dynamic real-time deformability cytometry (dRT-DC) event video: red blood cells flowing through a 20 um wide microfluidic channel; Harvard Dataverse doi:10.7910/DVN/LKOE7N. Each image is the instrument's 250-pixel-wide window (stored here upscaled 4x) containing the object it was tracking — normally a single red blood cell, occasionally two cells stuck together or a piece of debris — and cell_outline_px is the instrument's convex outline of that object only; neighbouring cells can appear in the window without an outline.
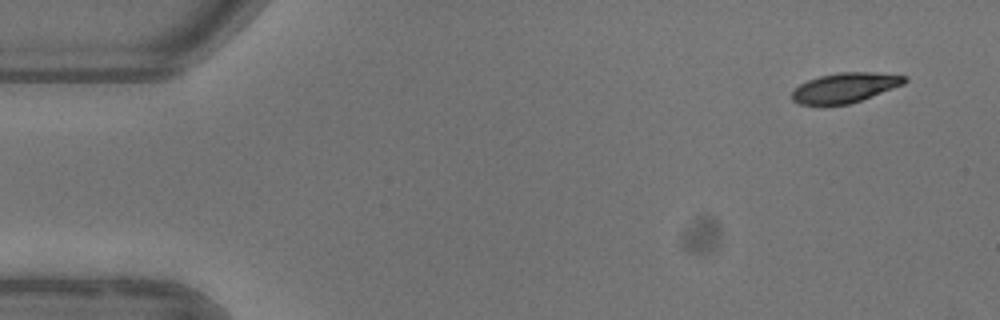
{"species": "common noctule bat (a hibernating species)", "species_latin": "Nyctalus noctula", "temperature_condition": "warm", "stored_images_in_passage": 6, "camera_frame_rate_fps": 3000, "um_per_image_px": 0.085, "animal": {"sex": "female"}, "frame": {"image": 1, "passage_image": 1, "time_ms": 0.0, "image_size_px": [1000, 320], "cell_outline_px": [[908, 80], [904, 84], [860, 100], [848, 104], [800, 104], [792, 100], [792, 92], [800, 84], [808, 80], [820, 76], [840, 72], [872, 72], [908, 76]], "centroid_in_image_um": [71.84, 7.44], "position_along_channel_um": 13.2, "area_um2": 19.25}}
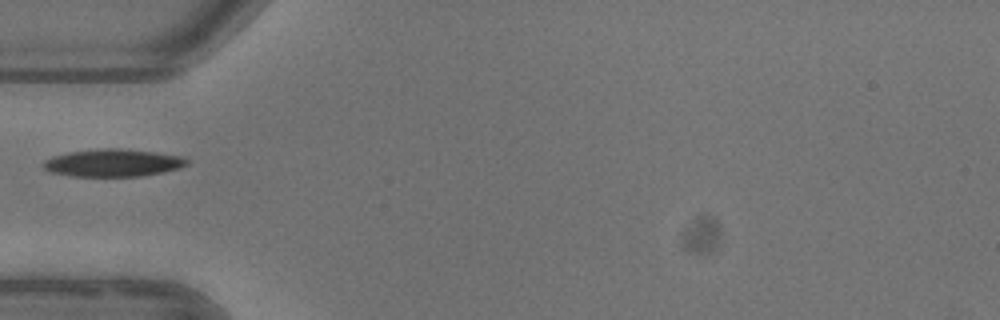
{"frame": {"image": 2, "passage_image": 5, "time_ms": 4.667, "image_size_px": [1000, 320], "cell_outline_px": [[188, 164], [180, 168], [164, 172], [140, 176], [72, 176], [52, 172], [44, 168], [44, 160], [52, 156], [68, 152], [100, 148], [120, 148], [156, 152], [184, 156], [188, 160]], "centroid_in_image_um": [9.64, 13.83], "position_along_channel_um": 75.4, "area_um2": 23.12}}
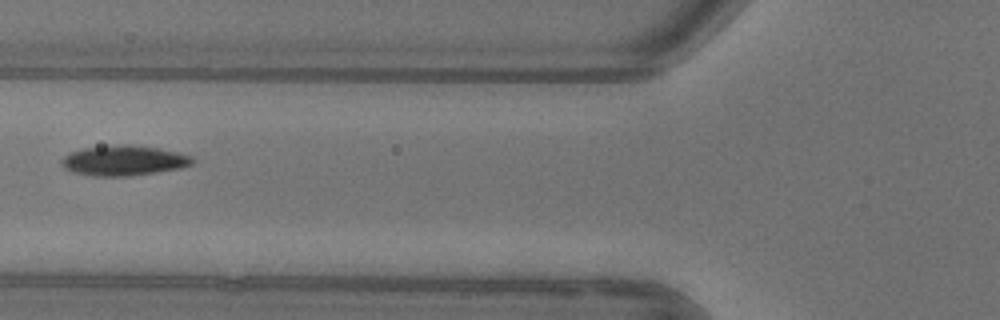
{"frame": {"image": 3, "passage_image": 6, "time_ms": 5.667, "image_size_px": [1000, 320], "cell_outline_px": [[196, 160], [192, 164], [180, 168], [156, 172], [128, 176], [92, 176], [72, 172], [64, 168], [60, 164], [60, 160], [64, 156], [72, 152], [84, 148], [116, 144], [128, 144], [160, 148], [180, 152], [192, 156]], "centroid_in_image_um": [10.53, 13.64], "position_along_channel_um": 115.3, "area_um2": 23.24}}